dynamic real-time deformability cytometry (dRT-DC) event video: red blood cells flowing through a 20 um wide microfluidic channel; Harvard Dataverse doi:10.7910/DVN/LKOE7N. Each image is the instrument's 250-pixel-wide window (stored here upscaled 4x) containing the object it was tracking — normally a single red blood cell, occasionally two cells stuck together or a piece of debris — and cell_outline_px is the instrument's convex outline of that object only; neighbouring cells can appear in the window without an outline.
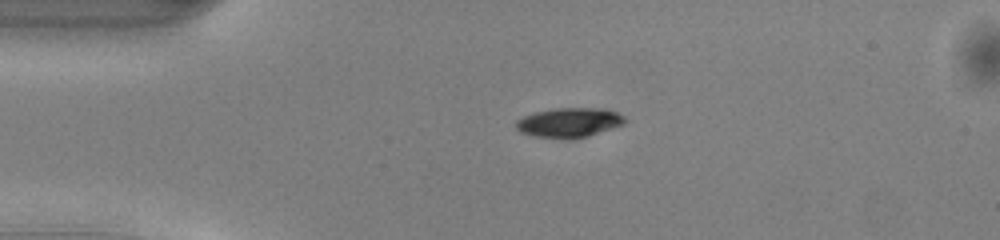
{"species": "common noctule bat (a hibernating species)", "species_latin": "Nyctalus noctula", "temperature_condition": "warm", "stored_images_in_passage": 40, "camera_frame_rate_fps": 3000, "um_per_image_px": 0.085, "animal": {"sex": "male", "body_mass_g": 13.0, "forearm_length_mm": 53.1}, "frame": {"image": 1, "passage_image": 1, "time_ms": 0.0, "image_size_px": [1000, 240], "cell_outline_px": [[628, 120], [624, 124], [588, 136], [572, 140], [564, 140], [532, 136], [520, 132], [516, 128], [516, 120], [524, 116], [536, 112], [552, 108], [604, 108], [616, 112], [624, 116]], "centroid_in_image_um": [48.38, 10.43], "position_along_channel_um": 36.6, "area_um2": 19.13}}
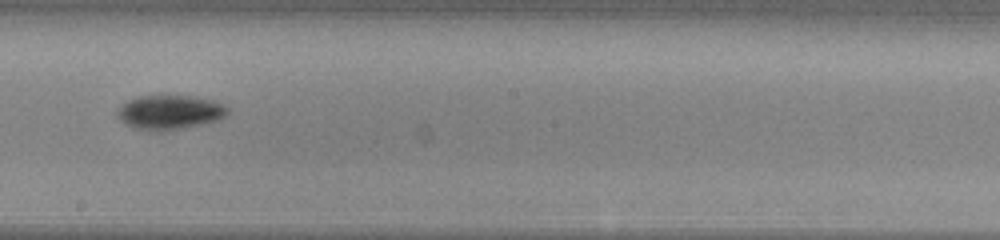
{"frame": {"image": 2, "passage_image": 18, "time_ms": 5.667, "image_size_px": [1000, 240], "cell_outline_px": [[228, 112], [220, 120], [184, 128], [164, 132], [152, 132], [136, 128], [124, 124], [116, 116], [116, 112], [128, 100], [136, 96], [160, 92], [196, 96], [212, 100], [228, 108]], "centroid_in_image_um": [14.38, 9.51], "position_along_channel_um": 233.8, "area_um2": 23.12}}
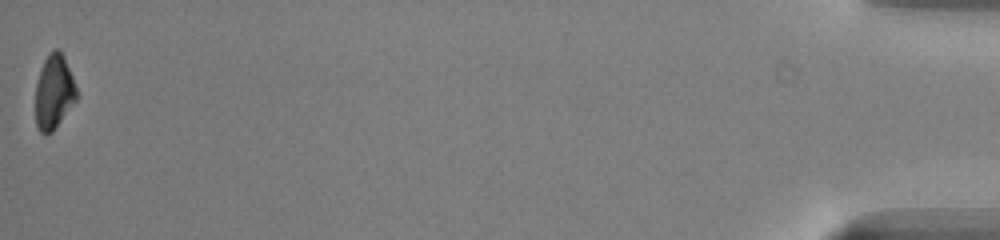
{"frame": {"image": 3, "passage_image": 40, "time_ms": 13.0, "image_size_px": [1000, 240], "cell_outline_px": [[80, 96], [52, 132], [44, 136], [40, 132], [36, 124], [36, 84], [40, 68], [48, 52], [52, 48], [56, 48], [64, 56]], "centroid_in_image_um": [4.6, 7.81], "position_along_channel_um": 430.6, "area_um2": 18.09}, "authors_computed_cell_mechanics": {"area_um2": 19.9988, "velocity_mm_per_s": 4.0962, "shape_relaxation_time_tau1_ms": 1.9935, "shape_relaxation_time_tau2_ms": null, "deformation_change_tau1": 0.1047, "deformation_change_tau2": null}}